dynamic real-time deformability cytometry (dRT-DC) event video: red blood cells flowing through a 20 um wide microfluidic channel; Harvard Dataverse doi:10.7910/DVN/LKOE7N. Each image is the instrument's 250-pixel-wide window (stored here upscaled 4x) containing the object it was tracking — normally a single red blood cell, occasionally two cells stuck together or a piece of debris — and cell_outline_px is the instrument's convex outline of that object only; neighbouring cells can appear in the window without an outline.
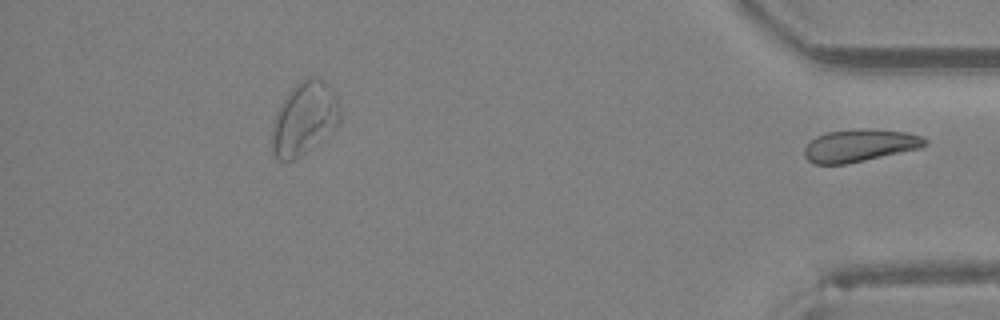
{"species": "Egyptian fruit bat (a non-hibernating species)", "species_latin": "Rousettus aegyptiacus", "temperature_condition": "room temperature", "stored_images_in_passage": 21, "segment_of_instrument_passage": [2, 2], "camera_frame_rate_fps": 3000, "um_per_image_px": 0.085, "animal": {"sex": "female"}, "frame": {"image": 1, "passage_image": 21, "time_ms": 6.667, "image_size_px": [1000, 320], "cell_outline_px": [[928, 144], [920, 148], [864, 160], [844, 164], [812, 164], [804, 156], [804, 148], [808, 140], [816, 136], [828, 132], [860, 128], [904, 132], [920, 136], [928, 140]], "centroid_in_image_um": [73.02, 12.37], "position_along_channel_um": 362.2, "area_um2": 22.72}}